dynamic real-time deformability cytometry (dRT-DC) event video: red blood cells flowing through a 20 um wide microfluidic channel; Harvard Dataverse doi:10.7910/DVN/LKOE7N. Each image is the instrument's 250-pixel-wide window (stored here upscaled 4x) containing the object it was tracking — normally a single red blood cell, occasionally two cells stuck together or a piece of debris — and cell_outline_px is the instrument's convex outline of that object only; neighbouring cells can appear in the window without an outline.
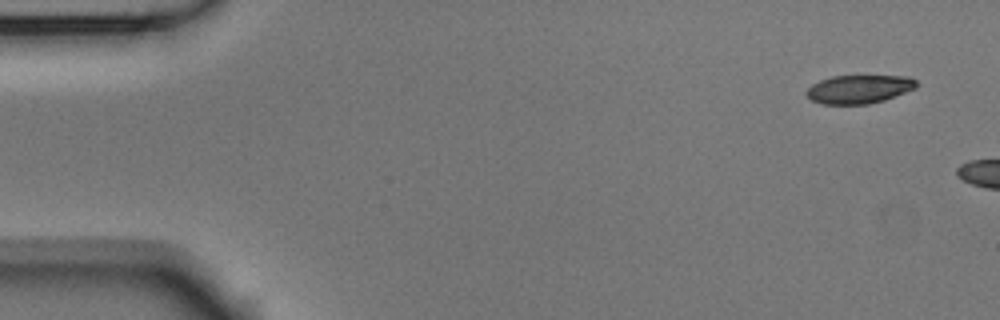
{"species": "Egyptian fruit bat (a non-hibernating species)", "species_latin": "Rousettus aegyptiacus", "temperature_condition": "room temperature", "stored_images_in_passage": 2, "camera_frame_rate_fps": 3000, "um_per_image_px": 0.085, "animal": {"sex": "male"}, "frame": {"image": 1, "passage_image": 1, "time_ms": 0.0, "image_size_px": [1000, 320], "cell_outline_px": [[920, 84], [916, 88], [884, 100], [868, 104], [824, 104], [812, 100], [804, 92], [812, 84], [820, 80], [832, 76], [912, 76]], "centroid_in_image_um": [73.05, 7.57], "position_along_channel_um": 11.9, "area_um2": 18.32}}